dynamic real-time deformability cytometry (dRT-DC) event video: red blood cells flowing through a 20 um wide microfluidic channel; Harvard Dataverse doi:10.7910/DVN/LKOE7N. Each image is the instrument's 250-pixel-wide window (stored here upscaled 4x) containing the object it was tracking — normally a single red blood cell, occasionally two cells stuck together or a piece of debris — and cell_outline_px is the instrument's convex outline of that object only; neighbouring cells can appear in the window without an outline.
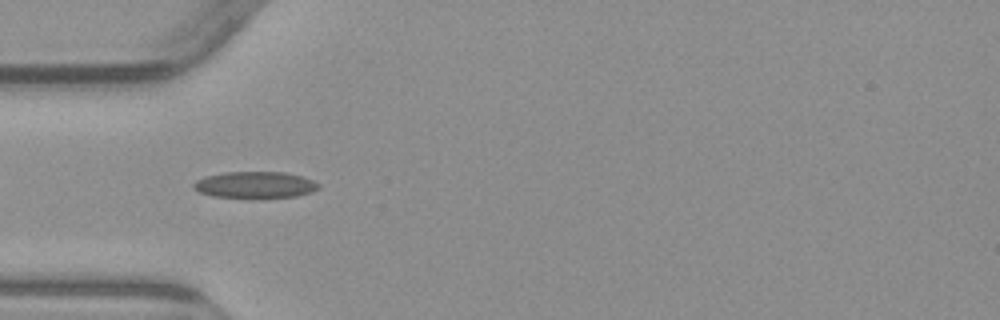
{"species": "common noctule bat (a hibernating species)", "species_latin": "Nyctalus noctula", "temperature_condition": "warm", "stored_images_in_passage": 6, "camera_frame_rate_fps": 3000, "um_per_image_px": 0.085, "animal": {"sex": "male", "body_mass_g": 23.1, "forearm_length_mm": 52.7}, "frame": {"image": 1, "passage_image": 5, "time_ms": 5.0, "image_size_px": [1000, 320], "cell_outline_px": [[320, 188], [312, 192], [296, 196], [252, 200], [212, 196], [200, 192], [192, 188], [192, 184], [196, 180], [204, 176], [224, 172], [284, 172], [300, 176], [312, 180], [320, 184]], "centroid_in_image_um": [21.65, 15.75], "position_along_channel_um": 63.3, "area_um2": 20.06}}
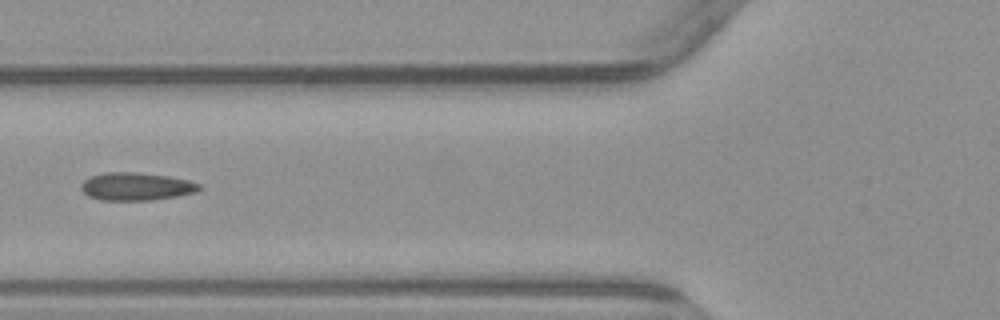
{"frame": {"image": 2, "passage_image": 6, "time_ms": 6.333, "image_size_px": [1000, 320], "cell_outline_px": [[200, 188], [196, 192], [176, 196], [152, 200], [100, 200], [88, 196], [80, 188], [80, 184], [84, 180], [92, 176], [104, 172], [136, 172], [168, 176], [188, 180], [200, 184]], "centroid_in_image_um": [11.55, 15.85], "position_along_channel_um": 114.3, "area_um2": 19.13}}